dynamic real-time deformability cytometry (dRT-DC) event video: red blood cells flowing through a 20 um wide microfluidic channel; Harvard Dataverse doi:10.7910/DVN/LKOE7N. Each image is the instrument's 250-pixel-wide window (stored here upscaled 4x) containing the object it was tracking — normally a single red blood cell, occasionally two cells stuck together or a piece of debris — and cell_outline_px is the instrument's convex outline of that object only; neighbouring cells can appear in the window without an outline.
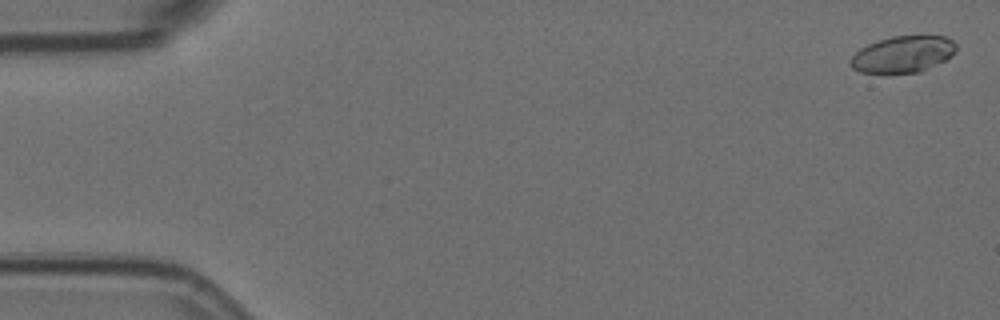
{"species": "Egyptian fruit bat (a non-hibernating species)", "species_latin": "Rousettus aegyptiacus", "temperature_condition": "room temperature", "stored_images_in_passage": 5, "camera_frame_rate_fps": 3000, "um_per_image_px": 0.085, "animal": {"sex": "female"}, "frame": {"image": 1, "passage_image": 1, "time_ms": 0.0, "image_size_px": [1000, 320], "cell_outline_px": [[956, 52], [952, 56], [920, 72], [860, 72], [852, 68], [848, 60], [860, 48], [868, 44], [892, 36], [944, 36], [952, 40], [956, 44]], "centroid_in_image_um": [76.74, 4.6], "position_along_channel_um": 8.3, "area_um2": 22.25}}
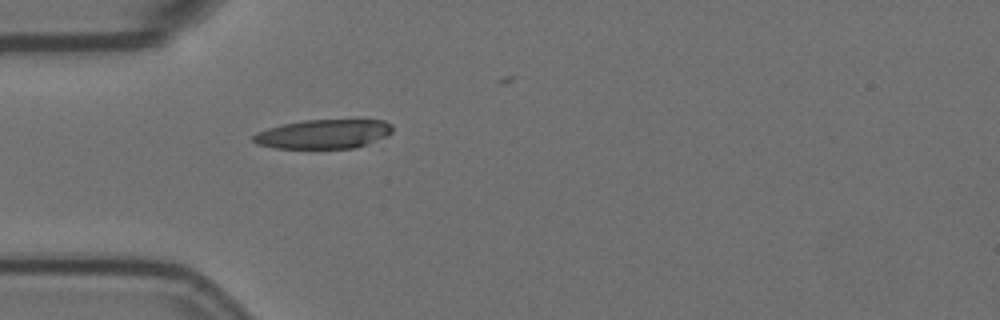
{"frame": {"image": 2, "passage_image": 5, "time_ms": 1.333, "image_size_px": [1000, 320], "cell_outline_px": [[392, 132], [388, 136], [352, 148], [272, 148], [256, 144], [252, 140], [252, 136], [256, 132], [268, 128], [284, 124], [304, 120], [384, 120], [392, 124]], "centroid_in_image_um": [27.47, 11.39], "position_along_channel_um": 57.5, "area_um2": 23.58}}